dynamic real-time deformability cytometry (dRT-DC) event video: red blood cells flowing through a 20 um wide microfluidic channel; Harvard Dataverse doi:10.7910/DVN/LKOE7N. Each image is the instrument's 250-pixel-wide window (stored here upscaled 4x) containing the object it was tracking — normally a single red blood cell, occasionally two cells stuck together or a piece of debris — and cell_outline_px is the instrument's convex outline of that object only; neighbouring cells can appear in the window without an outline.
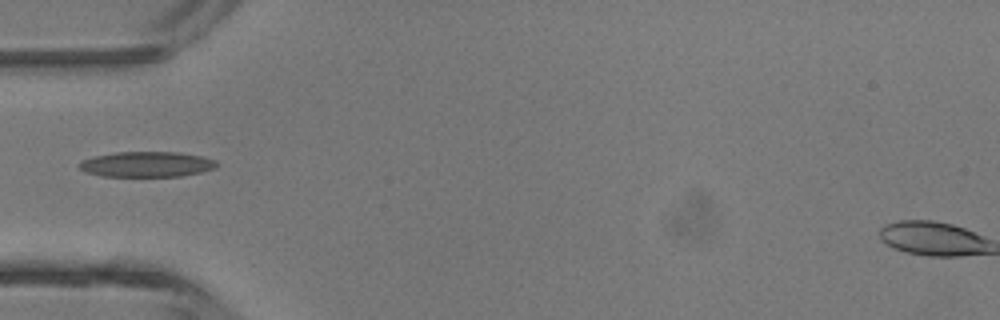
{"species": "common noctule bat (a hibernating species)", "species_latin": "Nyctalus noctula", "temperature_condition": "room temperature", "stored_images_in_passage": 4, "camera_frame_rate_fps": 3000, "um_per_image_px": 0.085, "animal": {"sex": "male", "body_mass_g": 13.3}, "frame": {"image": 1, "passage_image": 4, "time_ms": 3.333, "image_size_px": [1000, 320], "cell_outline_px": [[220, 164], [216, 168], [200, 172], [180, 176], [104, 176], [84, 172], [80, 168], [80, 160], [96, 156], [116, 152], [180, 152], [204, 156], [216, 160]], "centroid_in_image_um": [12.53, 13.96], "position_along_channel_um": 72.5, "area_um2": 20.4}}